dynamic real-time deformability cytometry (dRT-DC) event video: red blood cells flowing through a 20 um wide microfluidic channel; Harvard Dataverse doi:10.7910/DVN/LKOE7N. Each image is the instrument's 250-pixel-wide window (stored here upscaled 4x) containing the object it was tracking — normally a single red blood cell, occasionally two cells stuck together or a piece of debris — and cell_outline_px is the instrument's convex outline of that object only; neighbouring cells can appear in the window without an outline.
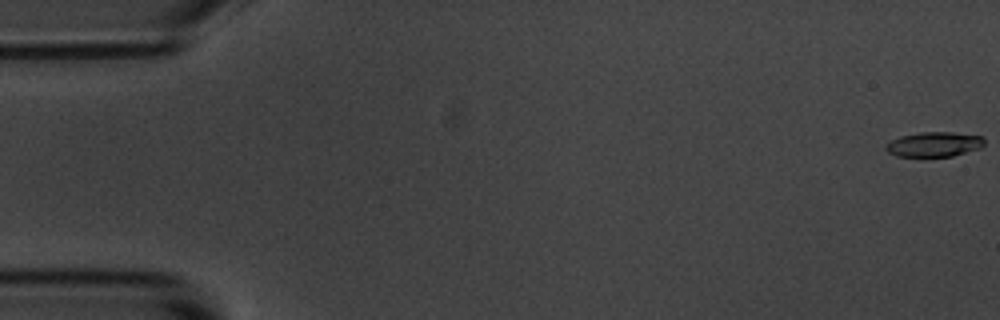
{"species": "common noctule bat (a hibernating species)", "species_latin": "Nyctalus noctula", "temperature_condition": "room temperature", "stored_images_in_passage": 5, "camera_frame_rate_fps": 3000, "um_per_image_px": 0.085, "animal": {"sex": "male", "body_mass_g": 20.1, "forearm_length_mm": 53.5}, "frame": {"image": 1, "passage_image": 1, "time_ms": 0.0, "image_size_px": [1000, 320], "cell_outline_px": [[984, 144], [980, 148], [952, 156], [896, 156], [888, 152], [884, 148], [884, 144], [900, 136], [920, 132], [952, 132], [984, 136]], "centroid_in_image_um": [79.39, 12.26], "position_along_channel_um": 5.6, "area_um2": 14.28}}
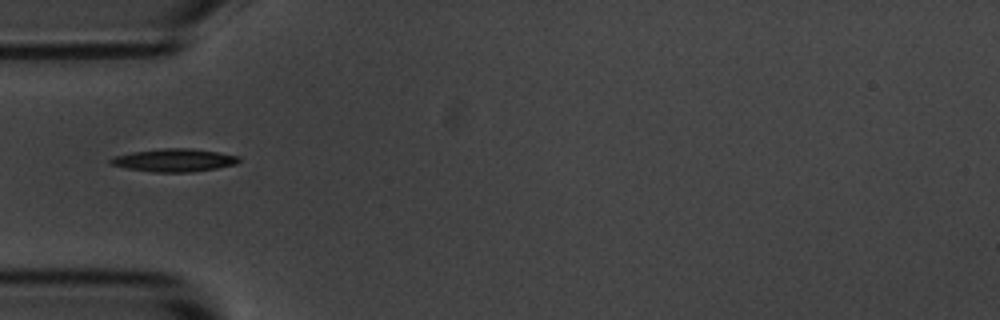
{"frame": {"image": 2, "passage_image": 5, "time_ms": 5.667, "image_size_px": [1000, 320], "cell_outline_px": [[240, 160], [236, 164], [216, 168], [192, 172], [152, 172], [128, 168], [108, 164], [108, 160], [112, 156], [132, 152], [164, 148], [188, 148], [216, 152], [240, 156]], "centroid_in_image_um": [14.76, 13.62], "position_along_channel_um": 70.2, "area_um2": 17.11}}